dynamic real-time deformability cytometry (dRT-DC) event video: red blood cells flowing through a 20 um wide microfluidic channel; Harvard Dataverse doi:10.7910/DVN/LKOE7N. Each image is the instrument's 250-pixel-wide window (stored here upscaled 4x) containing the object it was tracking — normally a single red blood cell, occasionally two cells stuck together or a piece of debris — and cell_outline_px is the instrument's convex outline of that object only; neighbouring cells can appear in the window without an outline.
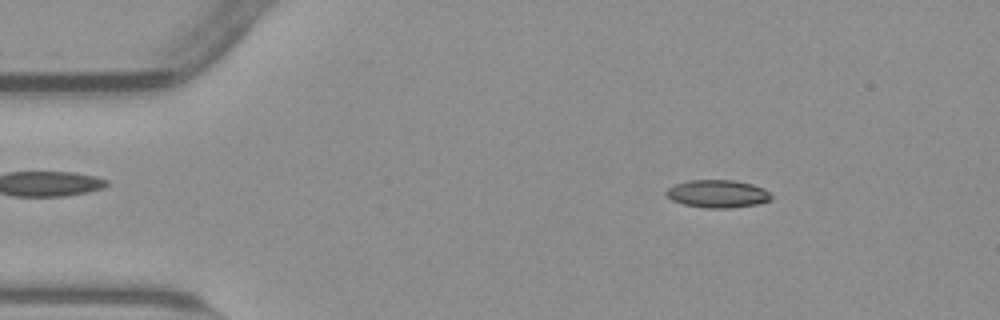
{"species": "common noctule bat (a hibernating species)", "species_latin": "Nyctalus noctula", "temperature_condition": "warm", "stored_images_in_passage": 54, "camera_frame_rate_fps": 3000, "um_per_image_px": 0.085, "animal": {"sex": "male", "body_mass_g": 23.1, "forearm_length_mm": 52.7}, "frame": {"image": 1, "passage_image": 8, "time_ms": 2.333, "image_size_px": [1000, 320], "cell_outline_px": [[772, 200], [756, 204], [728, 208], [704, 208], [684, 204], [672, 200], [664, 192], [668, 188], [676, 184], [688, 180], [732, 180], [752, 184], [764, 188], [772, 196]], "centroid_in_image_um": [61.0, 16.47], "position_along_channel_um": 24.0, "area_um2": 16.94}}
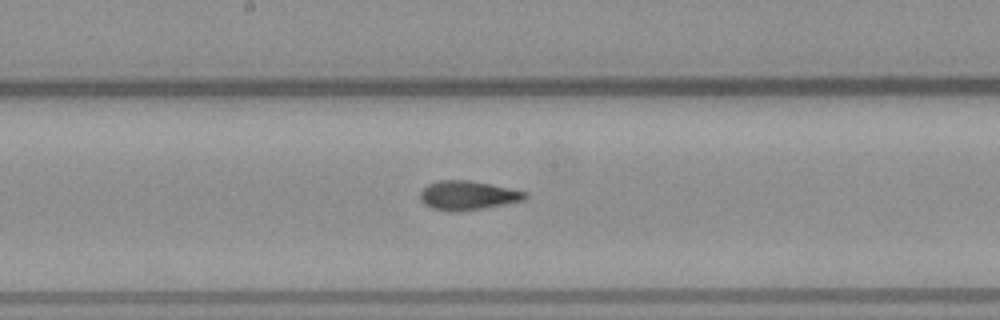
{"frame": {"image": 2, "passage_image": 28, "time_ms": 9.0, "image_size_px": [1000, 320], "cell_outline_px": [[528, 196], [524, 200], [484, 208], [432, 208], [424, 204], [420, 200], [420, 192], [428, 184], [440, 180], [468, 180], [508, 188], [524, 192]], "centroid_in_image_um": [39.75, 16.56], "position_along_channel_um": 208.4, "area_um2": 16.76}}
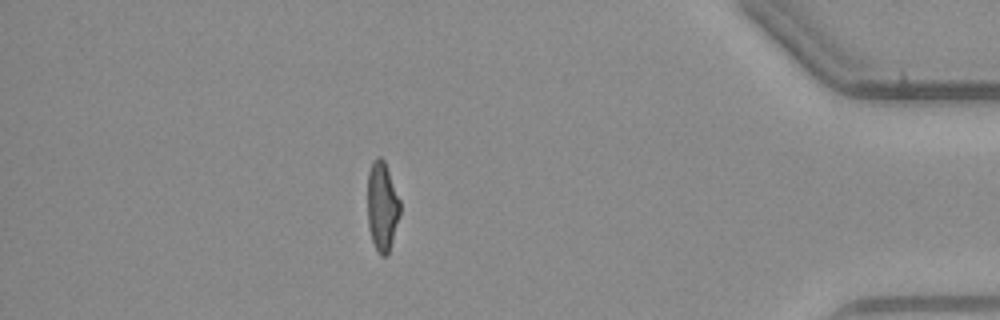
{"frame": {"image": 3, "passage_image": 47, "time_ms": 15.333, "image_size_px": [1000, 320], "cell_outline_px": [[400, 212], [388, 256], [380, 256], [372, 240], [368, 228], [368, 172], [372, 160], [376, 156], [380, 156], [384, 160], [400, 200]], "centroid_in_image_um": [32.47, 17.53], "position_along_channel_um": 402.7, "area_um2": 16.94}, "authors_computed_cell_mechanics": {"area_um2": 17.2533, "velocity_mm_per_s": 3.828, "shape_relaxation_time_tau1_ms": 8.2019, "shape_relaxation_time_tau2_ms": 1.7859, "deformation_change_tau1": 0.2335, "deformation_change_tau2": 0.0927}}